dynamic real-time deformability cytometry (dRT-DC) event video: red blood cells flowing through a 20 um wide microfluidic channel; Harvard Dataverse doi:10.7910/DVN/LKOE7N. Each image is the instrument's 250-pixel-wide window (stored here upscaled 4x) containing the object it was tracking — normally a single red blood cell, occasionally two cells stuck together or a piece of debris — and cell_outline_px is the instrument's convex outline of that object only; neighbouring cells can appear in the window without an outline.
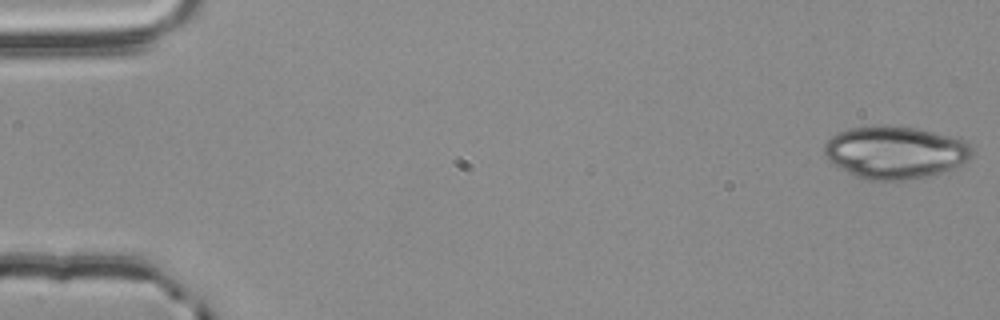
{"species": "common noctule bat (a hibernating species)", "species_latin": "Nyctalus noctula", "temperature_condition": "room temperature", "stored_images_in_passage": 55, "camera_frame_rate_fps": 3000, "um_per_image_px": 0.085, "animal": {"sex": "male", "body_mass_g": 20.4}, "frame": {"image": 1, "passage_image": 1, "time_ms": 0.0, "image_size_px": [1000, 320], "cell_outline_px": [[972, 156], [968, 160], [936, 176], [908, 180], [868, 180], [856, 176], [840, 168], [828, 160], [824, 152], [824, 144], [836, 132], [852, 128], [888, 124], [916, 128], [952, 136], [964, 140], [972, 144]], "centroid_in_image_um": [76.12, 12.95], "position_along_channel_um": 8.9, "area_um2": 45.72}}
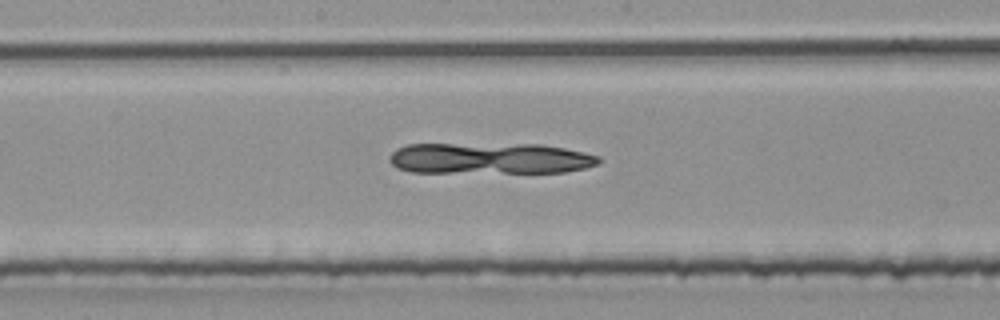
{"frame": {"image": 2, "passage_image": 29, "time_ms": 9.333, "image_size_px": [1000, 320], "cell_outline_px": [[600, 164], [584, 168], [564, 172], [412, 172], [396, 168], [388, 160], [388, 156], [396, 148], [408, 144], [540, 144], [564, 148], [600, 156]], "centroid_in_image_um": [41.61, 13.46], "position_along_channel_um": 206.6, "area_um2": 38.15}}
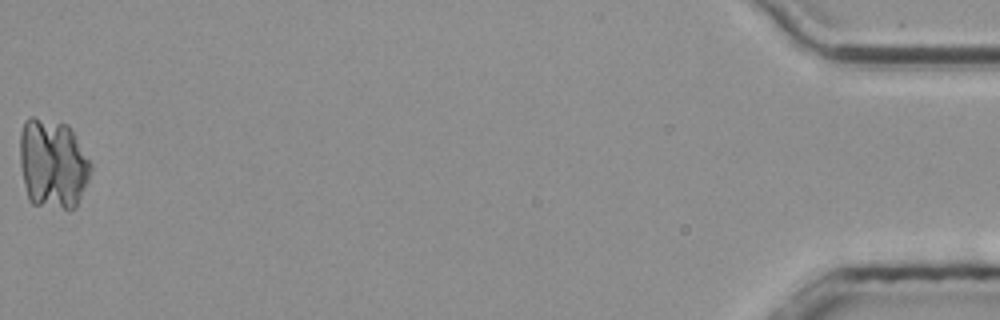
{"frame": {"image": 3, "passage_image": 55, "time_ms": 18.0, "image_size_px": [1000, 320], "cell_outline_px": [[92, 168], [88, 180], [76, 208], [68, 212], [32, 204], [28, 200], [24, 184], [20, 164], [20, 132], [24, 120], [28, 116], [32, 116], [68, 124], [92, 164]], "centroid_in_image_um": [4.48, 13.96], "position_along_channel_um": 430.7, "area_um2": 37.92}}